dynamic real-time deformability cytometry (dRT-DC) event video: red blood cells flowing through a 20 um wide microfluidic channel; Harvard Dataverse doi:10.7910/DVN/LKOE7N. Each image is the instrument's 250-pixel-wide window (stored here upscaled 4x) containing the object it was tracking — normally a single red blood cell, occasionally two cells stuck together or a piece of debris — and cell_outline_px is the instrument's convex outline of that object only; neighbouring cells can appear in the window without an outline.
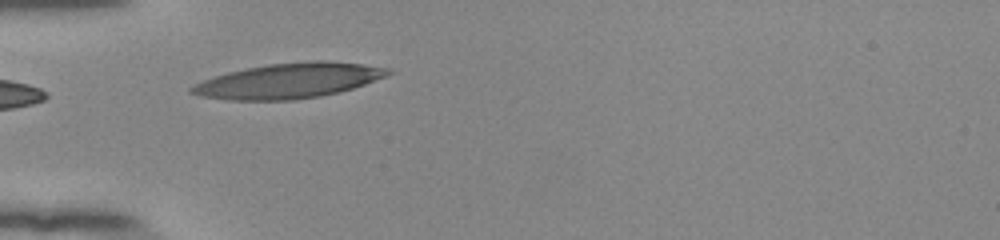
{"species": "human", "species_latin": "Homo sapiens", "temperature_condition": "room temperature", "stored_images_in_passage": 4, "camera_frame_rate_fps": 3000, "um_per_image_px": 0.085, "donor": {"sex": "female"}, "frame": {"image": 1, "passage_image": 1, "time_ms": 0.0, "image_size_px": [1000, 240], "cell_outline_px": [[396, 72], [388, 76], [352, 88], [320, 96], [292, 100], [228, 100], [200, 96], [188, 92], [188, 88], [204, 80], [228, 72], [268, 64], [316, 60], [328, 60], [364, 64], [388, 68]], "centroid_in_image_um": [24.57, 6.86], "position_along_channel_um": 60.4, "area_um2": 40.06}}
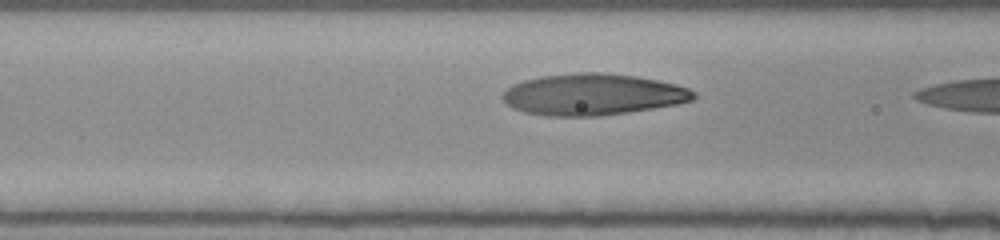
{"frame": {"image": 2, "passage_image": 3, "time_ms": 0.667, "image_size_px": [1000, 240], "cell_outline_px": [[696, 96], [692, 100], [676, 104], [628, 112], [600, 116], [544, 116], [524, 112], [512, 108], [500, 96], [508, 88], [524, 80], [540, 76], [576, 72], [600, 72], [636, 76], [676, 84], [688, 88], [696, 92]], "centroid_in_image_um": [50.38, 8.03], "position_along_channel_um": 116.2, "area_um2": 46.12}}